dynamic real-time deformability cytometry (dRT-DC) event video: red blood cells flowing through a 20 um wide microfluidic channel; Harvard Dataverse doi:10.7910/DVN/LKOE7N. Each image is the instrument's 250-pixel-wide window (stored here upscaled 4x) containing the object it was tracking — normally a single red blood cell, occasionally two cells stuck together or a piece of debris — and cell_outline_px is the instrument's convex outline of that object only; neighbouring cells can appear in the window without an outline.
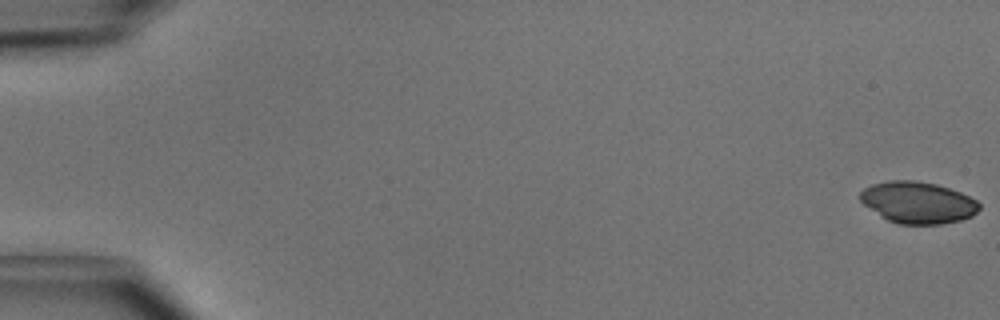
{"species": "common noctule bat (a hibernating species)", "species_latin": "Nyctalus noctula", "temperature_condition": "cold", "stored_images_in_passage": 50, "camera_frame_rate_fps": 3000, "um_per_image_px": 0.085, "animal": {"sex": "male", "body_mass_g": 15.6}, "frame": {"image": 1, "passage_image": 1, "time_ms": 0.0, "image_size_px": [1000, 320], "cell_outline_px": [[980, 208], [972, 216], [960, 220], [940, 224], [900, 224], [888, 220], [880, 216], [864, 204], [860, 200], [860, 192], [864, 188], [872, 184], [888, 180], [916, 180], [936, 184], [960, 192], [976, 200], [980, 204]], "centroid_in_image_um": [78.01, 17.2], "position_along_channel_um": 7.0, "area_um2": 28.84}}
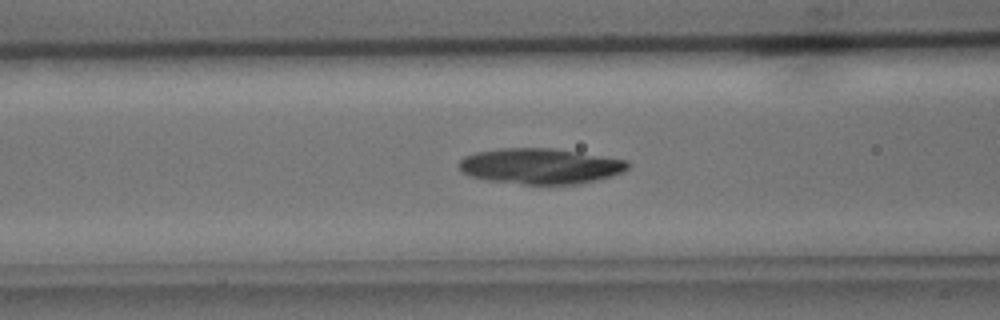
{"frame": {"image": 2, "passage_image": 21, "time_ms": 6.667, "image_size_px": [1000, 320], "cell_outline_px": [[632, 164], [624, 172], [576, 184], [524, 184], [488, 180], [472, 176], [464, 172], [460, 168], [460, 160], [464, 156], [476, 152], [500, 148], [552, 148], [628, 160]], "centroid_in_image_um": [45.94, 14.11], "position_along_channel_um": 120.7, "area_um2": 34.68}}
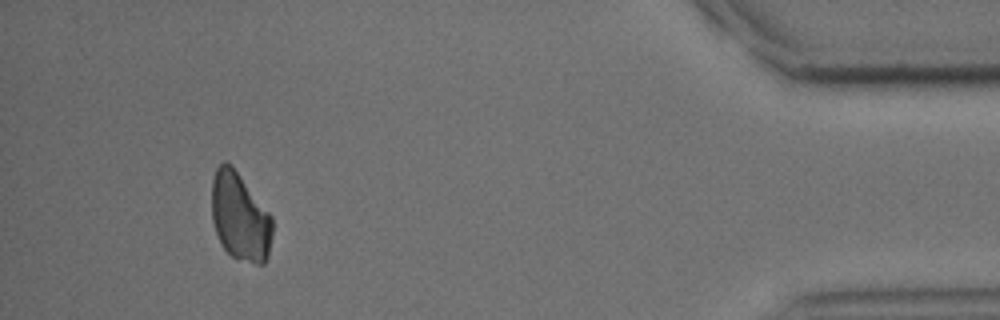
{"frame": {"image": 3, "passage_image": 47, "time_ms": 15.333, "image_size_px": [1000, 320], "cell_outline_px": [[272, 236], [268, 256], [264, 264], [256, 264], [236, 260], [220, 244], [212, 220], [212, 180], [216, 168], [224, 160], [232, 164], [272, 216]], "centroid_in_image_um": [20.39, 18.43], "position_along_channel_um": 414.8, "area_um2": 31.5}}